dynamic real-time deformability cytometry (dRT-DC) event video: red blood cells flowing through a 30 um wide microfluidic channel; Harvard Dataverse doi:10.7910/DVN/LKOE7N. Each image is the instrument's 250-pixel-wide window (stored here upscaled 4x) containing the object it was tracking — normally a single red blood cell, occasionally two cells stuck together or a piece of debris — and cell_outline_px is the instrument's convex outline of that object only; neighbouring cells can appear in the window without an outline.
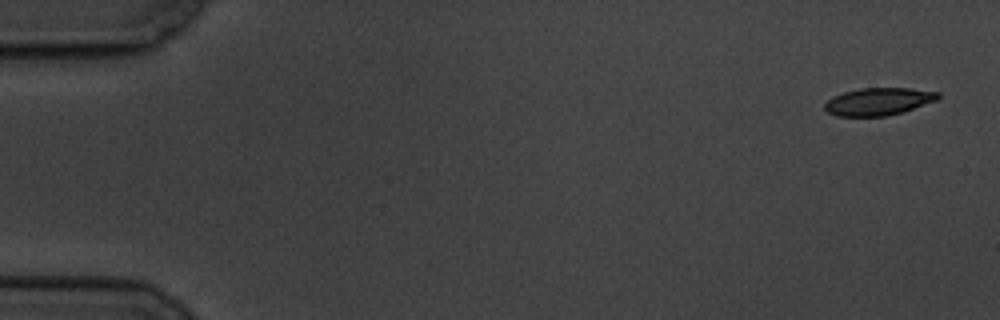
{"species": "common noctule bat (a hibernating species)", "species_latin": "Nyctalus noctula", "temperature_condition": "cold", "stored_images_in_passage": 16, "segment_of_instrument_passage": [1, 2], "camera_frame_rate_fps": 3000, "um_per_image_px": 0.085, "animal": {"sex": "male", "body_mass_g": 19.5, "forearm_length_mm": 54.6}, "frame": {"image": 1, "passage_image": 1, "time_ms": 0.0, "image_size_px": [1000, 320], "cell_outline_px": [[940, 96], [936, 100], [900, 112], [884, 116], [836, 116], [828, 112], [824, 108], [824, 104], [832, 96], [844, 92], [860, 88], [912, 88], [940, 92]], "centroid_in_image_um": [74.64, 8.62], "position_along_channel_um": 10.4, "area_um2": 17.98}}
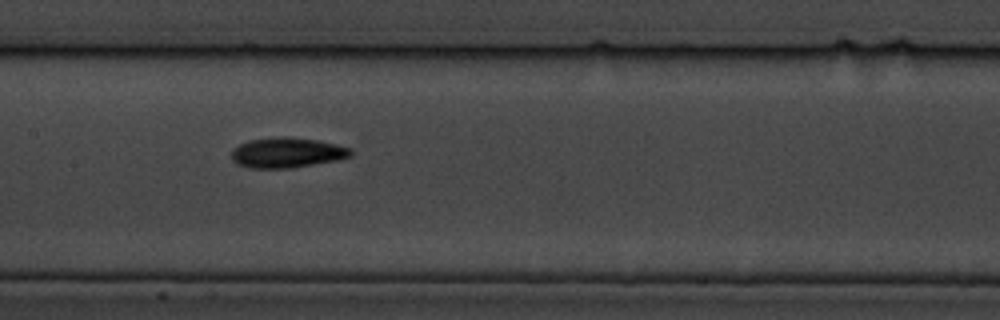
{"frame": {"image": 2, "passage_image": 8, "time_ms": 9.0, "image_size_px": [1000, 320], "cell_outline_px": [[352, 156], [336, 160], [292, 168], [248, 168], [236, 164], [232, 160], [232, 152], [240, 144], [248, 140], [280, 136], [284, 136], [316, 140], [336, 144], [348, 148], [352, 152]], "centroid_in_image_um": [24.37, 12.98], "position_along_channel_um": 183.0, "area_um2": 20.87}}
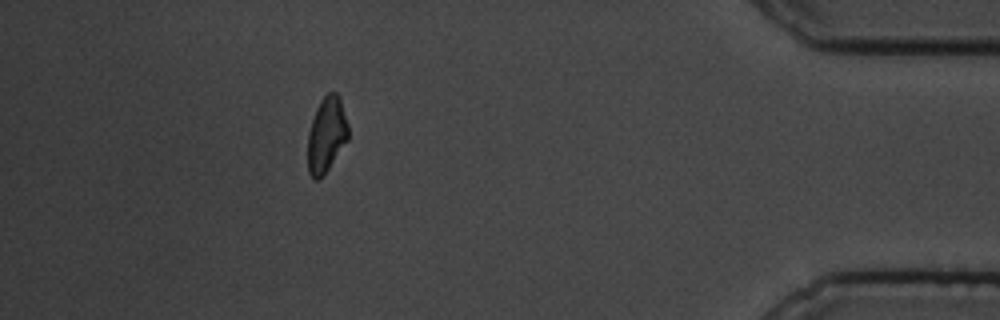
{"frame": {"image": 3, "passage_image": 14, "time_ms": 17.0, "image_size_px": [1000, 320], "cell_outline_px": [[348, 140], [324, 176], [316, 180], [312, 180], [308, 172], [308, 132], [316, 108], [320, 100], [328, 92], [336, 92], [340, 96], [348, 124]], "centroid_in_image_um": [27.75, 11.47], "position_along_channel_um": 407.4, "area_um2": 18.09}}